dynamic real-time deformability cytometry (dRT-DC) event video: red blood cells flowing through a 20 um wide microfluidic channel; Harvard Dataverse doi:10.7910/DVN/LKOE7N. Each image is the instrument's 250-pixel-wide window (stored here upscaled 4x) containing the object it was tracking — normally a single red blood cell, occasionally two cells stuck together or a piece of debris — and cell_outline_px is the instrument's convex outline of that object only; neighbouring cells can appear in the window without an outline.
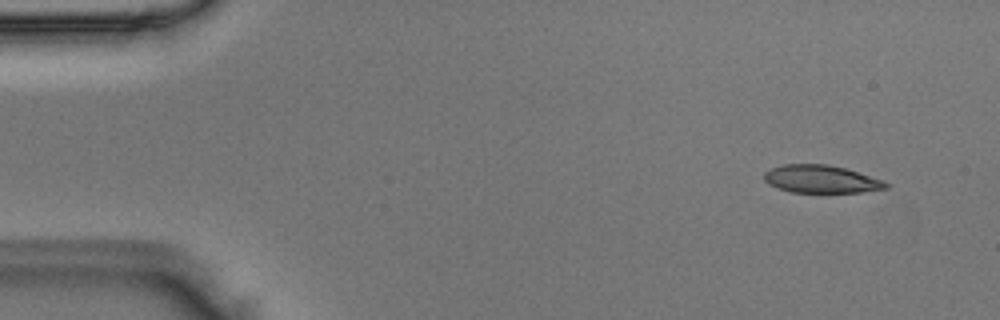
{"species": "Egyptian fruit bat (a non-hibernating species)", "species_latin": "Rousettus aegyptiacus", "temperature_condition": "room temperature", "stored_images_in_passage": 49, "camera_frame_rate_fps": 3000, "um_per_image_px": 0.085, "animal": {"sex": "male"}, "frame": {"image": 1, "passage_image": 3, "time_ms": 0.667, "image_size_px": [1000, 320], "cell_outline_px": [[892, 184], [888, 188], [860, 192], [792, 192], [768, 184], [764, 180], [764, 172], [772, 168], [784, 164], [828, 164], [844, 168], [884, 180]], "centroid_in_image_um": [69.83, 15.22], "position_along_channel_um": 15.2, "area_um2": 19.65}}
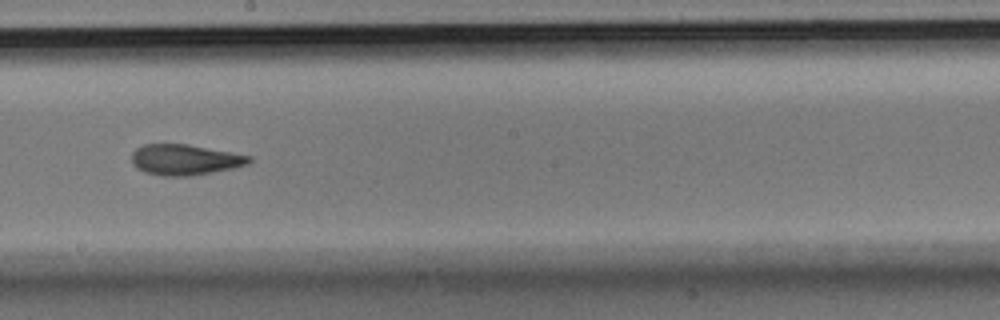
{"frame": {"image": 2, "passage_image": 27, "time_ms": 8.667, "image_size_px": [1000, 320], "cell_outline_px": [[252, 160], [248, 164], [232, 168], [192, 176], [164, 176], [144, 172], [136, 168], [132, 164], [132, 152], [136, 148], [144, 144], [188, 144], [232, 152], [252, 156]], "centroid_in_image_um": [15.7, 13.57], "position_along_channel_um": 232.5, "area_um2": 21.1}}
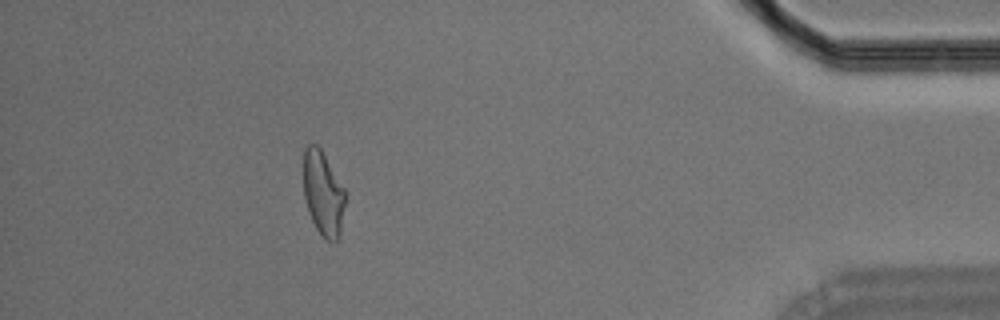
{"frame": {"image": 3, "passage_image": 44, "time_ms": 14.333, "image_size_px": [1000, 320], "cell_outline_px": [[344, 204], [340, 236], [332, 244], [324, 240], [316, 228], [312, 220], [304, 196], [304, 148], [308, 144], [316, 144], [320, 148], [344, 188]], "centroid_in_image_um": [27.46, 16.48], "position_along_channel_um": 407.7, "area_um2": 20.35}}